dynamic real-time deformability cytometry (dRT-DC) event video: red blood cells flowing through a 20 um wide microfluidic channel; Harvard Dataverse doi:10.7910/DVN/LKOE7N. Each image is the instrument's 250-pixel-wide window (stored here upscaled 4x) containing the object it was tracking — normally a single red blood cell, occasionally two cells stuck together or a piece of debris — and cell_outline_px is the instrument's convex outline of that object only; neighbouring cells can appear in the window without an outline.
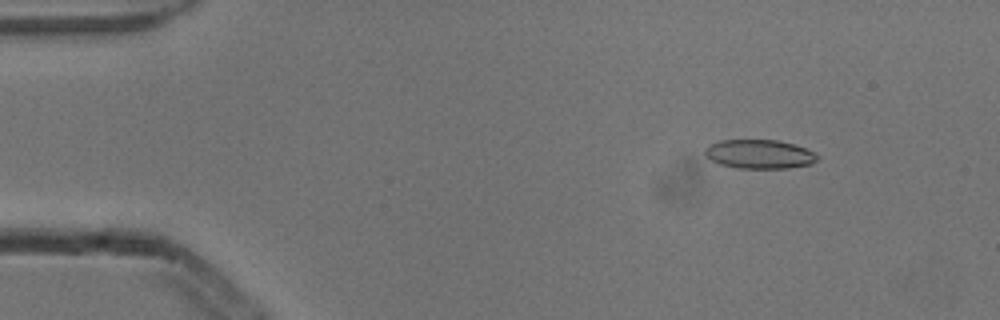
{"species": "common noctule bat (a hibernating species)", "species_latin": "Nyctalus noctula", "temperature_condition": "cold", "stored_images_in_passage": 7, "camera_frame_rate_fps": 3000, "um_per_image_px": 0.085, "animal": {"sex": "male", "body_mass_g": 13.3}, "frame": {"image": 1, "passage_image": 2, "time_ms": 0.333, "image_size_px": [1000, 320], "cell_outline_px": [[820, 156], [812, 164], [788, 168], [736, 168], [720, 164], [704, 156], [704, 148], [708, 144], [720, 140], [776, 140], [792, 144], [804, 148]], "centroid_in_image_um": [64.5, 13.1], "position_along_channel_um": 20.5, "area_um2": 19.02}}
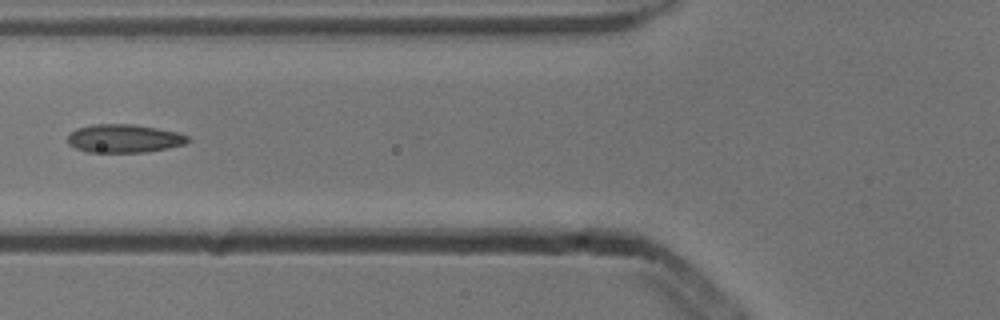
{"frame": {"image": 2, "passage_image": 6, "time_ms": 1.667, "image_size_px": [1000, 320], "cell_outline_px": [[188, 140], [184, 144], [168, 148], [144, 152], [88, 152], [76, 148], [68, 144], [68, 132], [76, 128], [92, 124], [132, 124], [156, 128], [176, 132], [188, 136]], "centroid_in_image_um": [10.49, 11.76], "position_along_channel_um": 115.3, "area_um2": 19.77}}
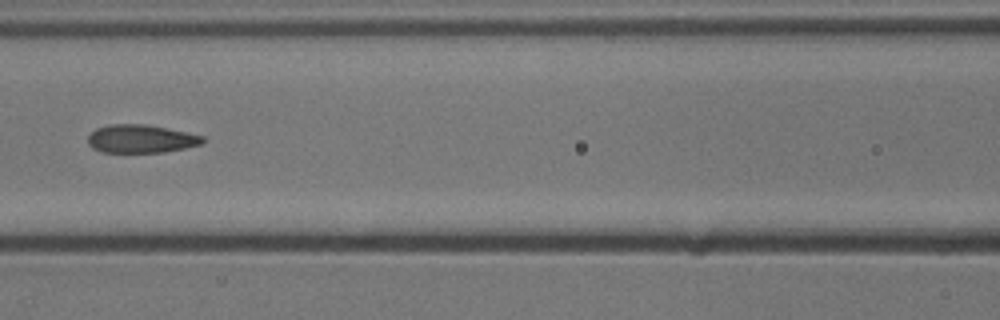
{"frame": {"image": 3, "passage_image": 7, "time_ms": 2.0, "image_size_px": [1000, 320], "cell_outline_px": [[204, 144], [164, 152], [104, 152], [92, 148], [88, 144], [88, 136], [96, 128], [108, 124], [144, 124], [204, 136]], "centroid_in_image_um": [11.96, 11.8], "position_along_channel_um": 154.6, "area_um2": 18.73}}